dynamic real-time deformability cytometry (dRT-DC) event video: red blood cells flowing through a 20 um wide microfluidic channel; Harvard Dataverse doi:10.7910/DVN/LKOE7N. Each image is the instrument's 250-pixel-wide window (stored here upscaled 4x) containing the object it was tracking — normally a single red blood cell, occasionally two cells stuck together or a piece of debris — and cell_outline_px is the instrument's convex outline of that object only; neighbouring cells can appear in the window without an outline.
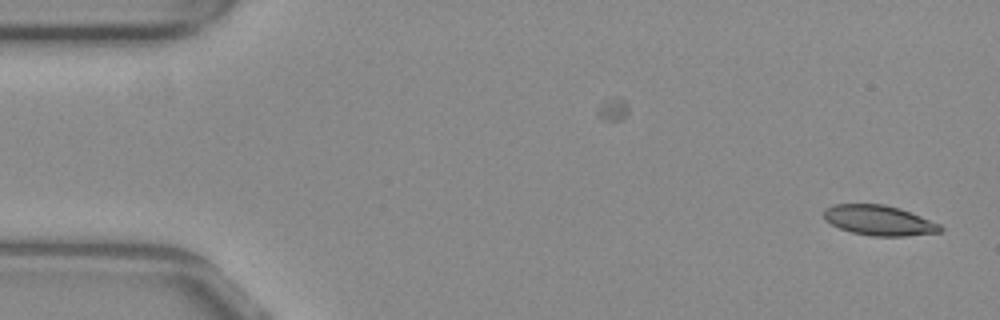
{"species": "common noctule bat (a hibernating species)", "species_latin": "Nyctalus noctula", "temperature_condition": "warm", "stored_images_in_passage": 47, "camera_frame_rate_fps": 3000, "um_per_image_px": 0.085, "animal": {"sex": "female", "body_mass_g": 29.2, "forearm_length_mm": 56.3}, "frame": {"image": 1, "passage_image": 1, "time_ms": 0.0, "image_size_px": [1000, 320], "cell_outline_px": [[944, 228], [940, 232], [904, 236], [872, 236], [852, 232], [840, 228], [824, 220], [824, 208], [832, 204], [884, 204], [900, 208], [940, 224]], "centroid_in_image_um": [74.7, 18.72], "position_along_channel_um": 10.3, "area_um2": 20.4}}
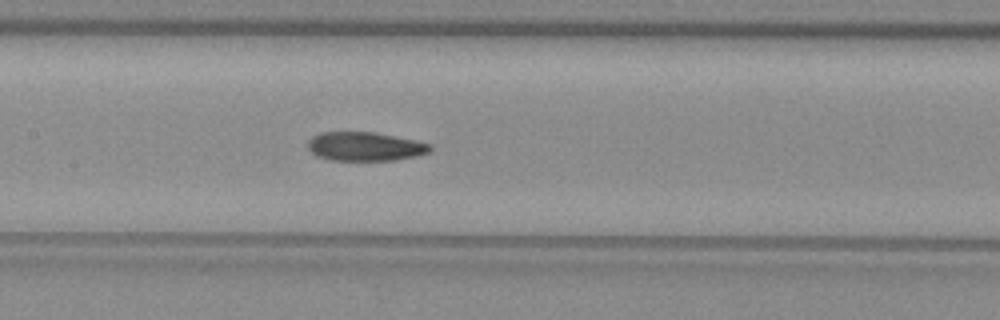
{"frame": {"image": 2, "passage_image": 24, "time_ms": 7.667, "image_size_px": [1000, 320], "cell_outline_px": [[432, 152], [420, 156], [396, 160], [328, 160], [316, 156], [308, 148], [308, 140], [312, 136], [320, 132], [372, 132], [416, 140], [432, 144]], "centroid_in_image_um": [31.07, 12.46], "position_along_channel_um": 176.3, "area_um2": 20.87}}
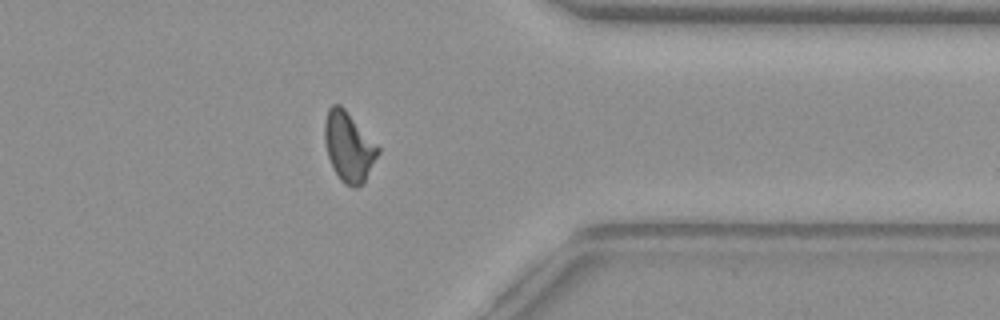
{"frame": {"image": 3, "passage_image": 41, "time_ms": 13.333, "image_size_px": [1000, 320], "cell_outline_px": [[380, 152], [364, 184], [356, 188], [352, 188], [344, 184], [340, 180], [332, 168], [328, 156], [324, 140], [324, 120], [328, 108], [332, 104], [340, 104], [344, 108], [380, 148]], "centroid_in_image_um": [29.63, 12.51], "position_along_channel_um": 381.8, "area_um2": 21.91}}